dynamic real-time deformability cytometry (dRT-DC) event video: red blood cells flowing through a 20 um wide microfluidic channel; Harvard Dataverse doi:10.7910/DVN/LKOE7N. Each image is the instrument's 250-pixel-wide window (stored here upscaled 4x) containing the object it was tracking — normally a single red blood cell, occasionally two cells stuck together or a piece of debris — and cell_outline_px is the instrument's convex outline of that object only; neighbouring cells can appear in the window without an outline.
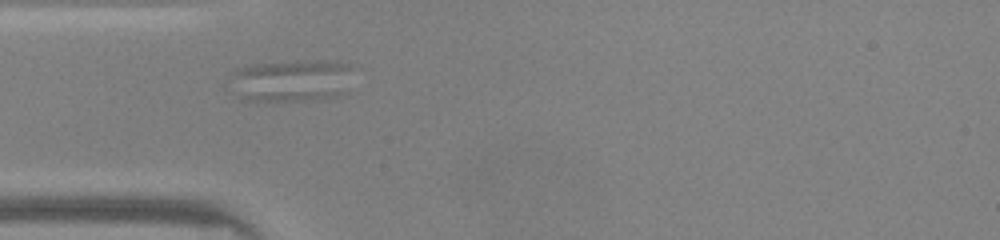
{"species": "common noctule bat (a hibernating species)", "species_latin": "Nyctalus noctula", "temperature_condition": "warm", "stored_images_in_passage": 34, "camera_frame_rate_fps": 3000, "um_per_image_px": 0.085, "animal": {"sex": "male", "body_mass_g": 20.0, "forearm_length_mm": 53.3}, "frame": {"image": 1, "passage_image": 6, "time_ms": 1.667, "image_size_px": [1000, 240], "cell_outline_px": [[348, 68], [340, 92], [316, 100], [244, 100], [236, 72], [236, 68], [252, 64], [296, 60], [336, 60], [348, 64]], "centroid_in_image_um": [24.81, 6.79], "position_along_channel_um": 60.2, "area_um2": 28.21}}
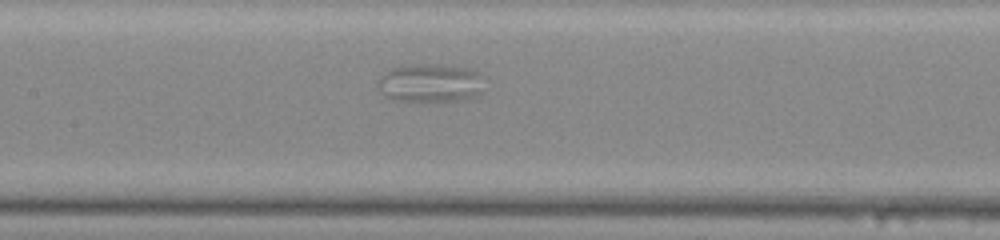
{"frame": {"image": 2, "passage_image": 15, "time_ms": 4.667, "image_size_px": [1000, 240], "cell_outline_px": [[484, 72], [472, 92], [468, 96], [452, 100], [396, 100], [388, 96], [380, 88], [380, 80], [392, 68], [408, 64], [456, 64], [480, 68]], "centroid_in_image_um": [36.6, 6.95], "position_along_channel_um": 170.8, "area_um2": 22.89}}
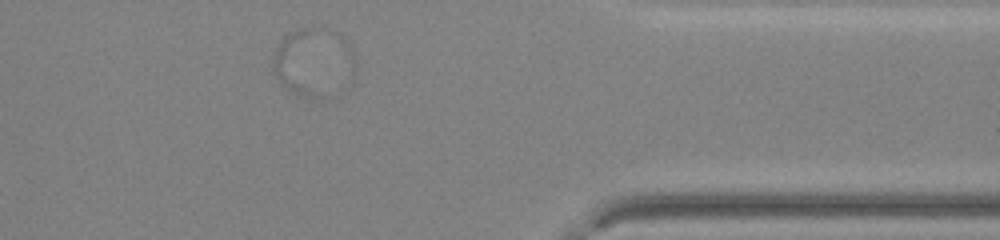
{"frame": {"image": 3, "passage_image": 34, "time_ms": 11.0, "image_size_px": [1000, 240], "cell_outline_px": [[356, 60], [312, 100], [296, 96], [284, 88], [272, 72], [272, 60], [276, 48], [284, 36], [288, 32], [312, 24], [324, 24], [340, 32], [348, 44]], "centroid_in_image_um": [26.43, 5.07], "position_along_channel_um": 385.0, "area_um2": 31.33}}